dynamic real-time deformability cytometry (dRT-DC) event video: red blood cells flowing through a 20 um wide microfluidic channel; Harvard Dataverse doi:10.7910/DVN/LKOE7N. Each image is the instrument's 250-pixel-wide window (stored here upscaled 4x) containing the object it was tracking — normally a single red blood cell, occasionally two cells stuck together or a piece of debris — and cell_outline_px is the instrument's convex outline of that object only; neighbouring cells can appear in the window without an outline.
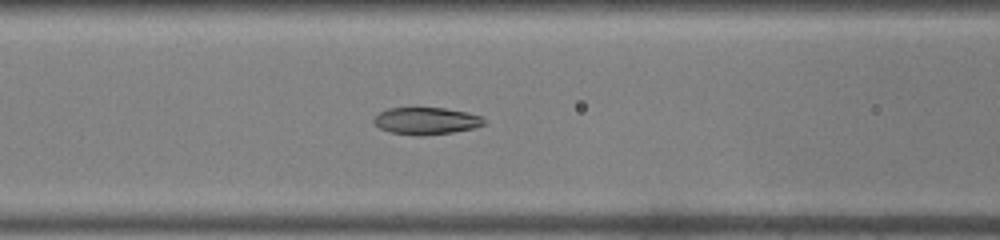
{"species": "common noctule bat (a hibernating species)", "species_latin": "Nyctalus noctula", "temperature_condition": "warm", "stored_images_in_passage": 45, "camera_frame_rate_fps": 3000, "um_per_image_px": 0.085, "animal": {"sex": "male", "body_mass_g": 19.0, "forearm_length_mm": 50.8}, "frame": {"image": 1, "passage_image": 19, "time_ms": 6.0, "image_size_px": [1000, 240], "cell_outline_px": [[484, 124], [476, 128], [452, 132], [420, 136], [416, 136], [388, 132], [380, 128], [372, 120], [380, 112], [388, 108], [444, 108], [468, 112], [480, 116], [484, 120]], "centroid_in_image_um": [36.22, 10.28], "position_along_channel_um": 130.4, "area_um2": 17.4}}
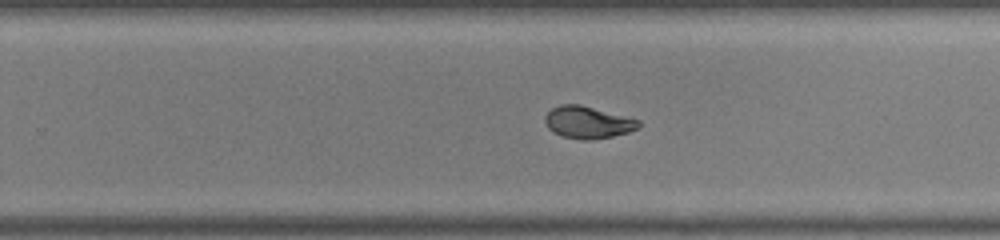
{"frame": {"image": 2, "passage_image": 29, "time_ms": 9.333, "image_size_px": [1000, 240], "cell_outline_px": [[640, 128], [628, 132], [612, 136], [592, 140], [584, 140], [560, 136], [552, 132], [548, 128], [544, 120], [544, 116], [552, 108], [560, 104], [580, 104], [640, 120]], "centroid_in_image_um": [49.94, 10.4], "position_along_channel_um": 279.9, "area_um2": 17.63}}
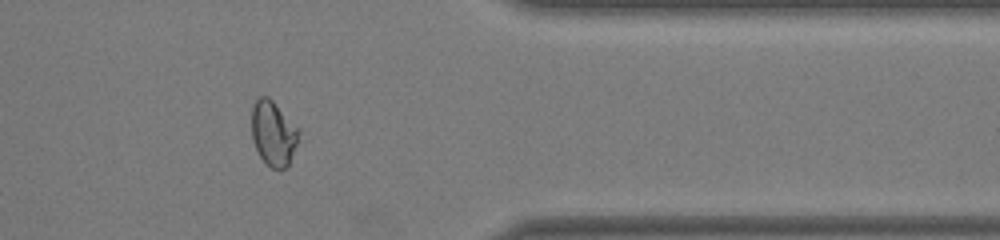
{"frame": {"image": 3, "passage_image": 37, "time_ms": 12.0, "image_size_px": [1000, 240], "cell_outline_px": [[300, 140], [288, 168], [272, 168], [260, 156], [252, 140], [252, 104], [260, 96], [268, 96], [300, 128]], "centroid_in_image_um": [23.28, 11.33], "position_along_channel_um": 388.1, "area_um2": 18.15}}